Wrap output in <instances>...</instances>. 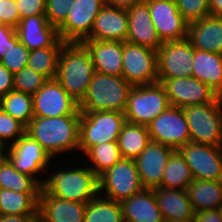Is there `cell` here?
<instances>
[{"label":"cell","mask_w":222,"mask_h":222,"mask_svg":"<svg viewBox=\"0 0 222 222\" xmlns=\"http://www.w3.org/2000/svg\"><path fill=\"white\" fill-rule=\"evenodd\" d=\"M194 222H222V208L202 210L194 213Z\"/></svg>","instance_id":"obj_46"},{"label":"cell","mask_w":222,"mask_h":222,"mask_svg":"<svg viewBox=\"0 0 222 222\" xmlns=\"http://www.w3.org/2000/svg\"><path fill=\"white\" fill-rule=\"evenodd\" d=\"M16 35L15 27L0 24V59L11 46V39Z\"/></svg>","instance_id":"obj_44"},{"label":"cell","mask_w":222,"mask_h":222,"mask_svg":"<svg viewBox=\"0 0 222 222\" xmlns=\"http://www.w3.org/2000/svg\"><path fill=\"white\" fill-rule=\"evenodd\" d=\"M84 155L89 159V168L99 177L112 168L121 158L118 142H105L89 148Z\"/></svg>","instance_id":"obj_35"},{"label":"cell","mask_w":222,"mask_h":222,"mask_svg":"<svg viewBox=\"0 0 222 222\" xmlns=\"http://www.w3.org/2000/svg\"><path fill=\"white\" fill-rule=\"evenodd\" d=\"M25 222H46L43 214L37 209L33 214L29 215Z\"/></svg>","instance_id":"obj_50"},{"label":"cell","mask_w":222,"mask_h":222,"mask_svg":"<svg viewBox=\"0 0 222 222\" xmlns=\"http://www.w3.org/2000/svg\"><path fill=\"white\" fill-rule=\"evenodd\" d=\"M195 180H222V147L189 142L177 149Z\"/></svg>","instance_id":"obj_13"},{"label":"cell","mask_w":222,"mask_h":222,"mask_svg":"<svg viewBox=\"0 0 222 222\" xmlns=\"http://www.w3.org/2000/svg\"><path fill=\"white\" fill-rule=\"evenodd\" d=\"M192 77L210 86L222 97V54L195 49Z\"/></svg>","instance_id":"obj_27"},{"label":"cell","mask_w":222,"mask_h":222,"mask_svg":"<svg viewBox=\"0 0 222 222\" xmlns=\"http://www.w3.org/2000/svg\"><path fill=\"white\" fill-rule=\"evenodd\" d=\"M96 72L123 77V41L85 40Z\"/></svg>","instance_id":"obj_22"},{"label":"cell","mask_w":222,"mask_h":222,"mask_svg":"<svg viewBox=\"0 0 222 222\" xmlns=\"http://www.w3.org/2000/svg\"><path fill=\"white\" fill-rule=\"evenodd\" d=\"M187 39L195 49L222 54V17L209 15L188 23Z\"/></svg>","instance_id":"obj_24"},{"label":"cell","mask_w":222,"mask_h":222,"mask_svg":"<svg viewBox=\"0 0 222 222\" xmlns=\"http://www.w3.org/2000/svg\"><path fill=\"white\" fill-rule=\"evenodd\" d=\"M26 127L0 108V147L14 144L25 134ZM8 141V142H7ZM9 143V144H7Z\"/></svg>","instance_id":"obj_38"},{"label":"cell","mask_w":222,"mask_h":222,"mask_svg":"<svg viewBox=\"0 0 222 222\" xmlns=\"http://www.w3.org/2000/svg\"><path fill=\"white\" fill-rule=\"evenodd\" d=\"M81 115L59 117L33 116L25 133L41 144L52 157L79 151V122Z\"/></svg>","instance_id":"obj_1"},{"label":"cell","mask_w":222,"mask_h":222,"mask_svg":"<svg viewBox=\"0 0 222 222\" xmlns=\"http://www.w3.org/2000/svg\"><path fill=\"white\" fill-rule=\"evenodd\" d=\"M0 188L19 193H40L42 185L34 177L15 169L9 159L4 156L0 161Z\"/></svg>","instance_id":"obj_30"},{"label":"cell","mask_w":222,"mask_h":222,"mask_svg":"<svg viewBox=\"0 0 222 222\" xmlns=\"http://www.w3.org/2000/svg\"><path fill=\"white\" fill-rule=\"evenodd\" d=\"M98 183L99 195L120 203L145 189L135 160L128 158H121L112 168L102 173L98 177Z\"/></svg>","instance_id":"obj_8"},{"label":"cell","mask_w":222,"mask_h":222,"mask_svg":"<svg viewBox=\"0 0 222 222\" xmlns=\"http://www.w3.org/2000/svg\"><path fill=\"white\" fill-rule=\"evenodd\" d=\"M56 171L48 175L42 186L49 194L81 203H88L99 194L98 176L87 165Z\"/></svg>","instance_id":"obj_3"},{"label":"cell","mask_w":222,"mask_h":222,"mask_svg":"<svg viewBox=\"0 0 222 222\" xmlns=\"http://www.w3.org/2000/svg\"><path fill=\"white\" fill-rule=\"evenodd\" d=\"M75 0H46L45 16L49 24L57 28L65 21Z\"/></svg>","instance_id":"obj_41"},{"label":"cell","mask_w":222,"mask_h":222,"mask_svg":"<svg viewBox=\"0 0 222 222\" xmlns=\"http://www.w3.org/2000/svg\"><path fill=\"white\" fill-rule=\"evenodd\" d=\"M170 106L161 82L131 88L124 111L126 122L147 126Z\"/></svg>","instance_id":"obj_6"},{"label":"cell","mask_w":222,"mask_h":222,"mask_svg":"<svg viewBox=\"0 0 222 222\" xmlns=\"http://www.w3.org/2000/svg\"><path fill=\"white\" fill-rule=\"evenodd\" d=\"M123 78L132 86L158 82V53L145 46L123 42Z\"/></svg>","instance_id":"obj_9"},{"label":"cell","mask_w":222,"mask_h":222,"mask_svg":"<svg viewBox=\"0 0 222 222\" xmlns=\"http://www.w3.org/2000/svg\"><path fill=\"white\" fill-rule=\"evenodd\" d=\"M5 156V151H4V148H1L0 147V161L1 159Z\"/></svg>","instance_id":"obj_52"},{"label":"cell","mask_w":222,"mask_h":222,"mask_svg":"<svg viewBox=\"0 0 222 222\" xmlns=\"http://www.w3.org/2000/svg\"><path fill=\"white\" fill-rule=\"evenodd\" d=\"M62 47H49L30 50L27 67L44 75L47 79H54L57 74L58 58Z\"/></svg>","instance_id":"obj_36"},{"label":"cell","mask_w":222,"mask_h":222,"mask_svg":"<svg viewBox=\"0 0 222 222\" xmlns=\"http://www.w3.org/2000/svg\"><path fill=\"white\" fill-rule=\"evenodd\" d=\"M141 1L143 0H105V4L112 7L128 10L130 7Z\"/></svg>","instance_id":"obj_47"},{"label":"cell","mask_w":222,"mask_h":222,"mask_svg":"<svg viewBox=\"0 0 222 222\" xmlns=\"http://www.w3.org/2000/svg\"><path fill=\"white\" fill-rule=\"evenodd\" d=\"M191 170L178 150H174L163 172L161 187L187 190L193 181Z\"/></svg>","instance_id":"obj_32"},{"label":"cell","mask_w":222,"mask_h":222,"mask_svg":"<svg viewBox=\"0 0 222 222\" xmlns=\"http://www.w3.org/2000/svg\"><path fill=\"white\" fill-rule=\"evenodd\" d=\"M14 90V74L0 63V97Z\"/></svg>","instance_id":"obj_45"},{"label":"cell","mask_w":222,"mask_h":222,"mask_svg":"<svg viewBox=\"0 0 222 222\" xmlns=\"http://www.w3.org/2000/svg\"><path fill=\"white\" fill-rule=\"evenodd\" d=\"M161 83L170 106L174 107L212 103L220 97L210 86L192 76L164 79Z\"/></svg>","instance_id":"obj_16"},{"label":"cell","mask_w":222,"mask_h":222,"mask_svg":"<svg viewBox=\"0 0 222 222\" xmlns=\"http://www.w3.org/2000/svg\"><path fill=\"white\" fill-rule=\"evenodd\" d=\"M151 141L177 150L191 141L189 126L183 108L169 106L147 125Z\"/></svg>","instance_id":"obj_11"},{"label":"cell","mask_w":222,"mask_h":222,"mask_svg":"<svg viewBox=\"0 0 222 222\" xmlns=\"http://www.w3.org/2000/svg\"><path fill=\"white\" fill-rule=\"evenodd\" d=\"M128 13L125 9L104 5L94 20L90 36L86 40L126 41Z\"/></svg>","instance_id":"obj_21"},{"label":"cell","mask_w":222,"mask_h":222,"mask_svg":"<svg viewBox=\"0 0 222 222\" xmlns=\"http://www.w3.org/2000/svg\"><path fill=\"white\" fill-rule=\"evenodd\" d=\"M127 13L128 34L126 41L158 51L163 42L151 21L148 3L143 0L130 7Z\"/></svg>","instance_id":"obj_20"},{"label":"cell","mask_w":222,"mask_h":222,"mask_svg":"<svg viewBox=\"0 0 222 222\" xmlns=\"http://www.w3.org/2000/svg\"><path fill=\"white\" fill-rule=\"evenodd\" d=\"M122 158L135 159L151 142L147 126L126 122L118 137Z\"/></svg>","instance_id":"obj_29"},{"label":"cell","mask_w":222,"mask_h":222,"mask_svg":"<svg viewBox=\"0 0 222 222\" xmlns=\"http://www.w3.org/2000/svg\"><path fill=\"white\" fill-rule=\"evenodd\" d=\"M20 19L34 15H45L46 0H15Z\"/></svg>","instance_id":"obj_43"},{"label":"cell","mask_w":222,"mask_h":222,"mask_svg":"<svg viewBox=\"0 0 222 222\" xmlns=\"http://www.w3.org/2000/svg\"><path fill=\"white\" fill-rule=\"evenodd\" d=\"M84 222H124L121 203L98 194L86 203Z\"/></svg>","instance_id":"obj_33"},{"label":"cell","mask_w":222,"mask_h":222,"mask_svg":"<svg viewBox=\"0 0 222 222\" xmlns=\"http://www.w3.org/2000/svg\"><path fill=\"white\" fill-rule=\"evenodd\" d=\"M95 72L89 50L82 42H65L58 58L55 79L80 104Z\"/></svg>","instance_id":"obj_2"},{"label":"cell","mask_w":222,"mask_h":222,"mask_svg":"<svg viewBox=\"0 0 222 222\" xmlns=\"http://www.w3.org/2000/svg\"><path fill=\"white\" fill-rule=\"evenodd\" d=\"M209 12L211 16L222 17V0H209Z\"/></svg>","instance_id":"obj_48"},{"label":"cell","mask_w":222,"mask_h":222,"mask_svg":"<svg viewBox=\"0 0 222 222\" xmlns=\"http://www.w3.org/2000/svg\"><path fill=\"white\" fill-rule=\"evenodd\" d=\"M0 108L25 127L30 123L33 112V97L21 91L11 90L0 97Z\"/></svg>","instance_id":"obj_34"},{"label":"cell","mask_w":222,"mask_h":222,"mask_svg":"<svg viewBox=\"0 0 222 222\" xmlns=\"http://www.w3.org/2000/svg\"><path fill=\"white\" fill-rule=\"evenodd\" d=\"M124 222H164L153 189H144L121 202Z\"/></svg>","instance_id":"obj_25"},{"label":"cell","mask_w":222,"mask_h":222,"mask_svg":"<svg viewBox=\"0 0 222 222\" xmlns=\"http://www.w3.org/2000/svg\"><path fill=\"white\" fill-rule=\"evenodd\" d=\"M19 21L20 15L15 0H0V24L16 28Z\"/></svg>","instance_id":"obj_42"},{"label":"cell","mask_w":222,"mask_h":222,"mask_svg":"<svg viewBox=\"0 0 222 222\" xmlns=\"http://www.w3.org/2000/svg\"><path fill=\"white\" fill-rule=\"evenodd\" d=\"M5 156L19 172L34 177L42 186L45 179L41 180L36 174L46 171L50 166L52 157L43 149L41 144L26 133L14 144L4 149ZM7 151V152H6Z\"/></svg>","instance_id":"obj_10"},{"label":"cell","mask_w":222,"mask_h":222,"mask_svg":"<svg viewBox=\"0 0 222 222\" xmlns=\"http://www.w3.org/2000/svg\"><path fill=\"white\" fill-rule=\"evenodd\" d=\"M164 222H194L193 219L187 220H164Z\"/></svg>","instance_id":"obj_51"},{"label":"cell","mask_w":222,"mask_h":222,"mask_svg":"<svg viewBox=\"0 0 222 222\" xmlns=\"http://www.w3.org/2000/svg\"><path fill=\"white\" fill-rule=\"evenodd\" d=\"M39 196L0 188V215H31L38 209Z\"/></svg>","instance_id":"obj_31"},{"label":"cell","mask_w":222,"mask_h":222,"mask_svg":"<svg viewBox=\"0 0 222 222\" xmlns=\"http://www.w3.org/2000/svg\"><path fill=\"white\" fill-rule=\"evenodd\" d=\"M175 3L188 23L210 15L209 0H175Z\"/></svg>","instance_id":"obj_40"},{"label":"cell","mask_w":222,"mask_h":222,"mask_svg":"<svg viewBox=\"0 0 222 222\" xmlns=\"http://www.w3.org/2000/svg\"><path fill=\"white\" fill-rule=\"evenodd\" d=\"M79 150L85 153L94 145L105 142H117L126 123L122 112L116 111H80Z\"/></svg>","instance_id":"obj_5"},{"label":"cell","mask_w":222,"mask_h":222,"mask_svg":"<svg viewBox=\"0 0 222 222\" xmlns=\"http://www.w3.org/2000/svg\"><path fill=\"white\" fill-rule=\"evenodd\" d=\"M105 5V0H75L65 21L58 27L64 42H83L91 33L94 20Z\"/></svg>","instance_id":"obj_12"},{"label":"cell","mask_w":222,"mask_h":222,"mask_svg":"<svg viewBox=\"0 0 222 222\" xmlns=\"http://www.w3.org/2000/svg\"><path fill=\"white\" fill-rule=\"evenodd\" d=\"M151 21L162 42L187 39L188 22L179 12L175 0H145Z\"/></svg>","instance_id":"obj_17"},{"label":"cell","mask_w":222,"mask_h":222,"mask_svg":"<svg viewBox=\"0 0 222 222\" xmlns=\"http://www.w3.org/2000/svg\"><path fill=\"white\" fill-rule=\"evenodd\" d=\"M153 191L164 220L193 219L194 211L187 190L158 187Z\"/></svg>","instance_id":"obj_26"},{"label":"cell","mask_w":222,"mask_h":222,"mask_svg":"<svg viewBox=\"0 0 222 222\" xmlns=\"http://www.w3.org/2000/svg\"><path fill=\"white\" fill-rule=\"evenodd\" d=\"M194 213L222 208V180H195L187 187Z\"/></svg>","instance_id":"obj_28"},{"label":"cell","mask_w":222,"mask_h":222,"mask_svg":"<svg viewBox=\"0 0 222 222\" xmlns=\"http://www.w3.org/2000/svg\"><path fill=\"white\" fill-rule=\"evenodd\" d=\"M191 142L222 147V97L215 102L183 108Z\"/></svg>","instance_id":"obj_7"},{"label":"cell","mask_w":222,"mask_h":222,"mask_svg":"<svg viewBox=\"0 0 222 222\" xmlns=\"http://www.w3.org/2000/svg\"><path fill=\"white\" fill-rule=\"evenodd\" d=\"M132 86L122 77L94 72L80 111H116L124 113Z\"/></svg>","instance_id":"obj_4"},{"label":"cell","mask_w":222,"mask_h":222,"mask_svg":"<svg viewBox=\"0 0 222 222\" xmlns=\"http://www.w3.org/2000/svg\"><path fill=\"white\" fill-rule=\"evenodd\" d=\"M48 79L29 67L14 74V90L34 95Z\"/></svg>","instance_id":"obj_39"},{"label":"cell","mask_w":222,"mask_h":222,"mask_svg":"<svg viewBox=\"0 0 222 222\" xmlns=\"http://www.w3.org/2000/svg\"><path fill=\"white\" fill-rule=\"evenodd\" d=\"M173 151L171 147L151 141L134 159L145 189L161 187L163 172Z\"/></svg>","instance_id":"obj_19"},{"label":"cell","mask_w":222,"mask_h":222,"mask_svg":"<svg viewBox=\"0 0 222 222\" xmlns=\"http://www.w3.org/2000/svg\"><path fill=\"white\" fill-rule=\"evenodd\" d=\"M30 50L19 41L17 34L11 39V46L0 63L13 74L27 66Z\"/></svg>","instance_id":"obj_37"},{"label":"cell","mask_w":222,"mask_h":222,"mask_svg":"<svg viewBox=\"0 0 222 222\" xmlns=\"http://www.w3.org/2000/svg\"><path fill=\"white\" fill-rule=\"evenodd\" d=\"M29 215H0V222H25Z\"/></svg>","instance_id":"obj_49"},{"label":"cell","mask_w":222,"mask_h":222,"mask_svg":"<svg viewBox=\"0 0 222 222\" xmlns=\"http://www.w3.org/2000/svg\"><path fill=\"white\" fill-rule=\"evenodd\" d=\"M194 50L188 39L163 42L158 49V82L192 76Z\"/></svg>","instance_id":"obj_14"},{"label":"cell","mask_w":222,"mask_h":222,"mask_svg":"<svg viewBox=\"0 0 222 222\" xmlns=\"http://www.w3.org/2000/svg\"><path fill=\"white\" fill-rule=\"evenodd\" d=\"M15 29L19 41L29 50L62 47L65 43L59 37L58 28L49 24L45 15L22 18Z\"/></svg>","instance_id":"obj_18"},{"label":"cell","mask_w":222,"mask_h":222,"mask_svg":"<svg viewBox=\"0 0 222 222\" xmlns=\"http://www.w3.org/2000/svg\"><path fill=\"white\" fill-rule=\"evenodd\" d=\"M33 112L38 117L81 115L79 104L54 79H48L32 96Z\"/></svg>","instance_id":"obj_15"},{"label":"cell","mask_w":222,"mask_h":222,"mask_svg":"<svg viewBox=\"0 0 222 222\" xmlns=\"http://www.w3.org/2000/svg\"><path fill=\"white\" fill-rule=\"evenodd\" d=\"M86 203L64 200L41 188L38 210L46 222H84Z\"/></svg>","instance_id":"obj_23"}]
</instances>
